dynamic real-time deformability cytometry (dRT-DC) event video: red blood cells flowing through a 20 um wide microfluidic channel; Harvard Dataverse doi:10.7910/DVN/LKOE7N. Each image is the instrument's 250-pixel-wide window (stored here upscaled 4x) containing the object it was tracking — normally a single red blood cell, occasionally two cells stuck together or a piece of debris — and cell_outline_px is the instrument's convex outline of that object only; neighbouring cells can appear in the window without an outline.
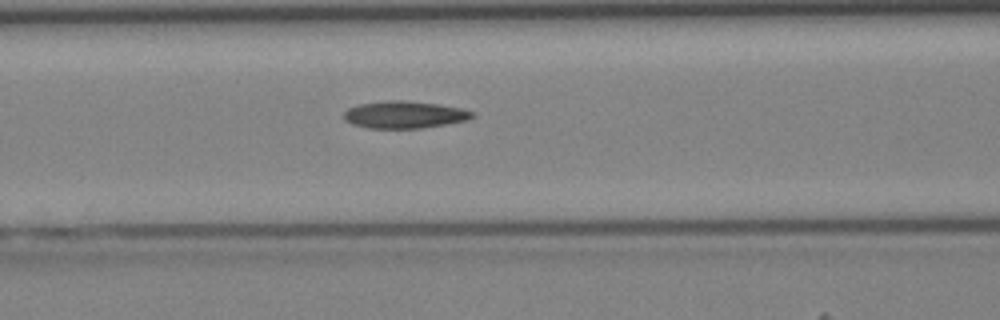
{"species": "Egyptian fruit bat (a non-hibernating species)", "species_latin": "Rousettus aegyptiacus", "temperature_condition": "cold", "stored_images_in_passage": 24, "camera_frame_rate_fps": 3000, "um_per_image_px": 0.085, "animal": {"sex": "female"}, "frame": {"image": 1, "passage_image": 7, "time_ms": 2.0, "image_size_px": [1000, 320], "cell_outline_px": [[476, 116], [468, 120], [448, 124], [420, 128], [368, 128], [352, 124], [344, 120], [344, 112], [348, 108], [360, 104], [392, 100], [404, 100], [436, 104], [460, 108], [476, 112]], "centroid_in_image_um": [34.41, 9.75], "position_along_channel_um": 132.2, "area_um2": 20.35}}
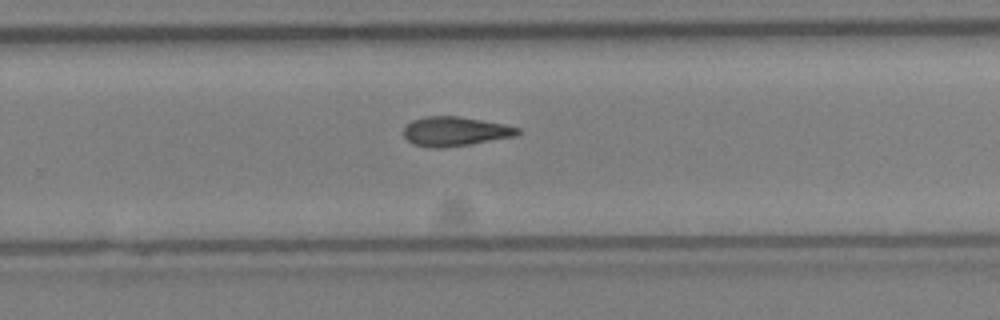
{"frame": {"image": 2, "passage_image": 17, "time_ms": 5.333, "image_size_px": [1000, 320], "cell_outline_px": [[520, 132], [516, 136], [468, 144], [440, 148], [428, 148], [412, 144], [404, 136], [404, 128], [412, 120], [424, 116], [456, 116], [504, 124], [520, 128]], "centroid_in_image_um": [38.65, 11.17], "position_along_channel_um": 291.2, "area_um2": 19.36}}
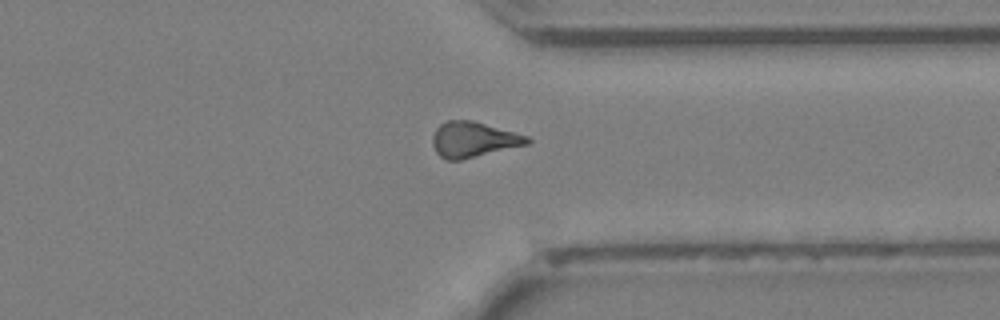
{"frame": {"image": 3, "passage_image": 22, "time_ms": 7.0, "image_size_px": [1000, 320], "cell_outline_px": [[532, 140], [528, 144], [460, 160], [448, 160], [440, 156], [436, 152], [432, 144], [432, 136], [436, 128], [440, 124], [448, 120], [472, 120], [528, 136]], "centroid_in_image_um": [40.22, 11.86], "position_along_channel_um": 371.2, "area_um2": 19.42}}